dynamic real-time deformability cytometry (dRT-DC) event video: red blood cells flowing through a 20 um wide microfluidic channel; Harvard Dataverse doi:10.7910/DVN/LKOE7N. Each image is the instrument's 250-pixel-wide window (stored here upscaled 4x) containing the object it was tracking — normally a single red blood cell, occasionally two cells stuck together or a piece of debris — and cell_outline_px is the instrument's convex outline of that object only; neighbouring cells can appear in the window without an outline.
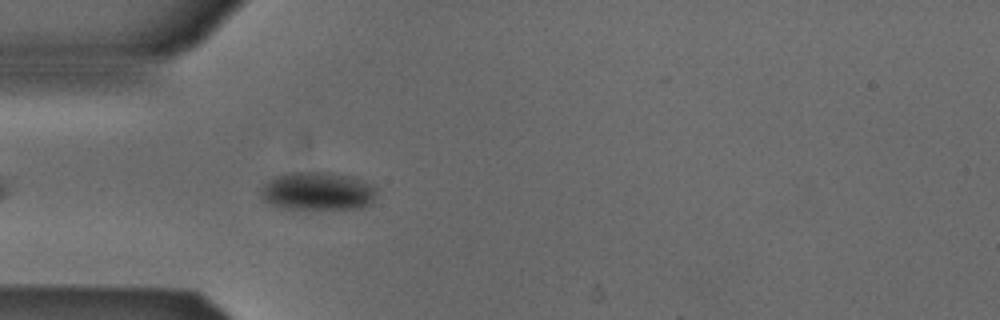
{"species": "Egyptian fruit bat (a non-hibernating species)", "species_latin": "Rousettus aegyptiacus", "temperature_condition": "cold", "stored_images_in_passage": 3, "camera_frame_rate_fps": 3000, "um_per_image_px": 0.085, "animal": {"sex": "male"}, "frame": {"image": 1, "passage_image": 3, "time_ms": 0.667, "image_size_px": [1000, 320], "cell_outline_px": [[376, 192], [372, 200], [364, 208], [280, 208], [264, 200], [260, 196], [260, 188], [268, 180], [276, 176], [292, 172], [332, 172], [352, 176], [376, 184]], "centroid_in_image_um": [27.01, 16.22], "position_along_channel_um": 58.0, "area_um2": 25.89}}